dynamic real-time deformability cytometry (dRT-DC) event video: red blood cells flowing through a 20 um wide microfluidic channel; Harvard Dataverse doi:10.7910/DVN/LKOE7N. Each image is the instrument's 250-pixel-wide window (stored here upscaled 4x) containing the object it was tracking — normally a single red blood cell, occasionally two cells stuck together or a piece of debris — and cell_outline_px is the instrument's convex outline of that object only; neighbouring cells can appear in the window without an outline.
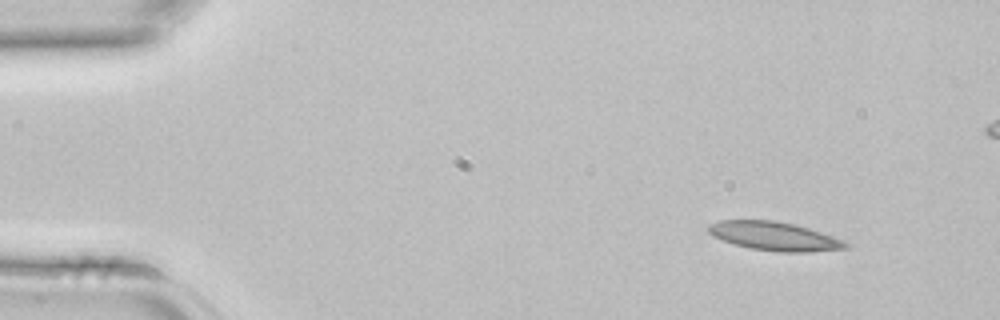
{"species": "common noctule bat (a hibernating species)", "species_latin": "Nyctalus noctula", "temperature_condition": "room temperature", "stored_images_in_passage": 4, "segment_of_instrument_passage": [1, 2], "camera_frame_rate_fps": 3000, "um_per_image_px": 0.085, "animal": {"sex": "female", "body_mass_g": 22.7, "forearm_length_mm": 54.2}, "frame": {"image": 1, "passage_image": 1, "time_ms": 0.0, "image_size_px": [1000, 320], "cell_outline_px": [[852, 244], [848, 248], [808, 252], [780, 252], [752, 248], [736, 244], [712, 236], [708, 232], [708, 224], [720, 220], [776, 220], [796, 224], [844, 240]], "centroid_in_image_um": [65.85, 20.07], "position_along_channel_um": 19.1, "area_um2": 22.95}}